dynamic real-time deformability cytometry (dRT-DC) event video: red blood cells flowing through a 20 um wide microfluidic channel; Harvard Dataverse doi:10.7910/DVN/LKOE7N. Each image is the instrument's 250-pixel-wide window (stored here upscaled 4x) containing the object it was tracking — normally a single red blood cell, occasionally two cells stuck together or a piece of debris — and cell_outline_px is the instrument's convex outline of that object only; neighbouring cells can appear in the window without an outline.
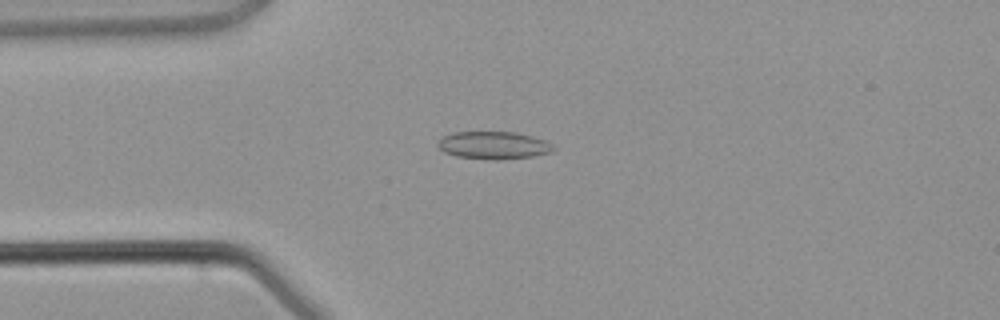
{"species": "common noctule bat (a hibernating species)", "species_latin": "Nyctalus noctula", "temperature_condition": "warm", "stored_images_in_passage": 3, "camera_frame_rate_fps": 3000, "um_per_image_px": 0.085, "animal": {"sex": "male", "body_mass_g": 21.5, "forearm_length_mm": 52.0}, "frame": {"image": 1, "passage_image": 3, "time_ms": 2.667, "image_size_px": [1000, 320], "cell_outline_px": [[556, 148], [552, 152], [532, 156], [500, 160], [456, 156], [444, 152], [436, 144], [444, 136], [452, 132], [516, 132], [532, 136], [544, 140], [552, 144]], "centroid_in_image_um": [41.97, 12.34], "position_along_channel_um": 43.0, "area_um2": 18.5}}